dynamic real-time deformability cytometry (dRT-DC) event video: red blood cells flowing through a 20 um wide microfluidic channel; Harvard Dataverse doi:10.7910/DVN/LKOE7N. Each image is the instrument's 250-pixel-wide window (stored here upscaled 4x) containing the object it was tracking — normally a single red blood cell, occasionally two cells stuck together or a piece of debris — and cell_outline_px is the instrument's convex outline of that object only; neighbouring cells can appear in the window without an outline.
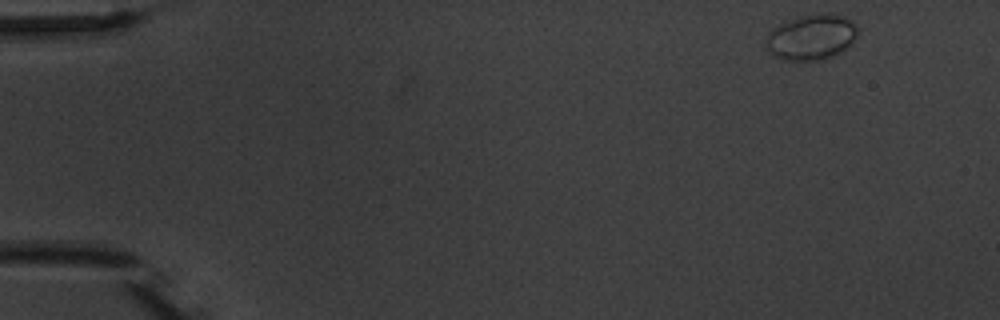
{"species": "common noctule bat (a hibernating species)", "species_latin": "Nyctalus noctula", "temperature_condition": "warm", "stored_images_in_passage": 6, "camera_frame_rate_fps": 3000, "um_per_image_px": 0.085, "animal": {"sex": "male", "body_mass_g": 20.1, "forearm_length_mm": 53.5}, "frame": {"image": 1, "passage_image": 1, "time_ms": 0.0, "image_size_px": [1000, 320], "cell_outline_px": [[860, 32], [840, 52], [824, 60], [784, 60], [768, 52], [764, 44], [764, 40], [768, 32], [772, 28], [788, 20], [804, 16], [844, 16], [852, 20], [860, 28]], "centroid_in_image_um": [68.93, 3.19], "position_along_channel_um": 16.1, "area_um2": 23.93}}
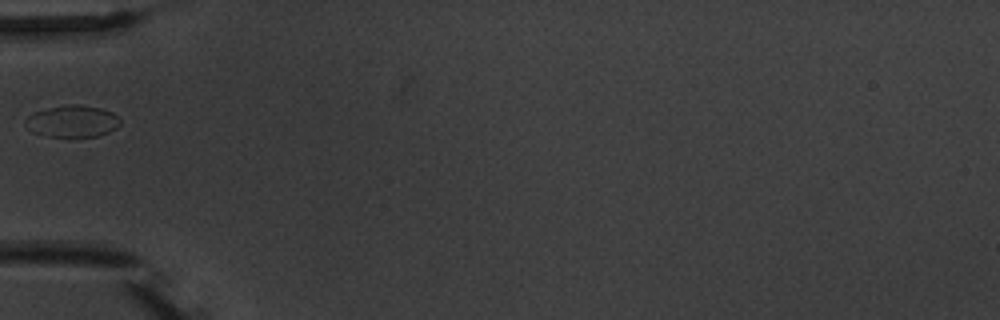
{"frame": {"image": 2, "passage_image": 5, "time_ms": 5.0, "image_size_px": [1000, 320], "cell_outline_px": [[120, 124], [116, 128], [100, 136], [68, 140], [48, 136], [32, 132], [24, 124], [24, 120], [28, 116], [44, 108], [72, 104], [80, 104], [100, 108], [112, 112], [120, 120]], "centroid_in_image_um": [6.13, 10.35], "position_along_channel_um": 78.9, "area_um2": 18.26}}
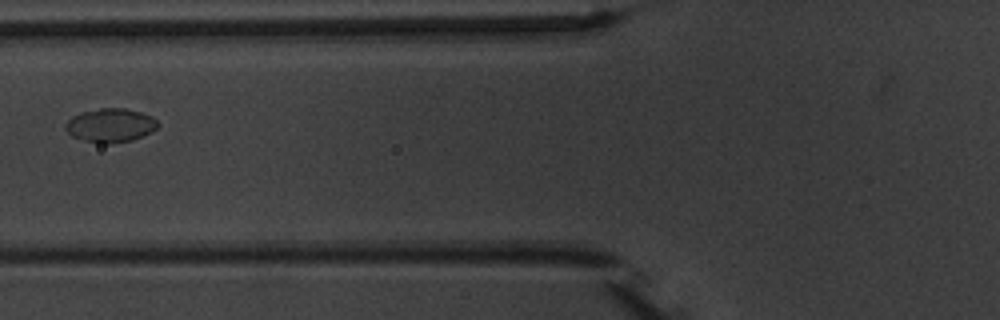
{"frame": {"image": 3, "passage_image": 6, "time_ms": 6.0, "image_size_px": [1000, 320], "cell_outline_px": [[160, 124], [156, 128], [132, 140], [112, 144], [100, 144], [84, 140], [72, 136], [64, 128], [64, 124], [72, 116], [80, 112], [100, 108], [124, 108], [140, 112], [152, 116]], "centroid_in_image_um": [9.35, 10.65], "position_along_channel_um": 116.5, "area_um2": 18.21}}